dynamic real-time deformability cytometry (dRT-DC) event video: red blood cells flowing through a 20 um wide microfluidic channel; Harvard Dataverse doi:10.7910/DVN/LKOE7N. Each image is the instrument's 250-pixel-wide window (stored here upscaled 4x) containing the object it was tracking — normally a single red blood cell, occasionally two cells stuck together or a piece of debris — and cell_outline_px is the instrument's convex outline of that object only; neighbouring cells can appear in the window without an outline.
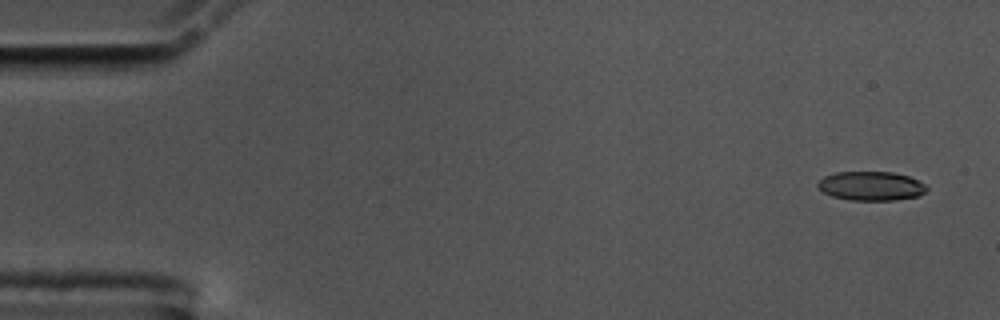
{"species": "common noctule bat (a hibernating species)", "species_latin": "Nyctalus noctula", "temperature_condition": "cold", "stored_images_in_passage": 56, "camera_frame_rate_fps": 3000, "um_per_image_px": 0.085, "animal": {"sex": "male", "body_mass_g": 17.5, "forearm_length_mm": 52.3}, "frame": {"image": 1, "passage_image": 3, "time_ms": 0.667, "image_size_px": [1000, 320], "cell_outline_px": [[928, 188], [924, 192], [916, 196], [892, 200], [852, 200], [832, 196], [824, 192], [816, 184], [824, 176], [836, 172], [892, 172], [908, 176], [924, 184]], "centroid_in_image_um": [74.01, 15.8], "position_along_channel_um": 11.0, "area_um2": 18.15}}
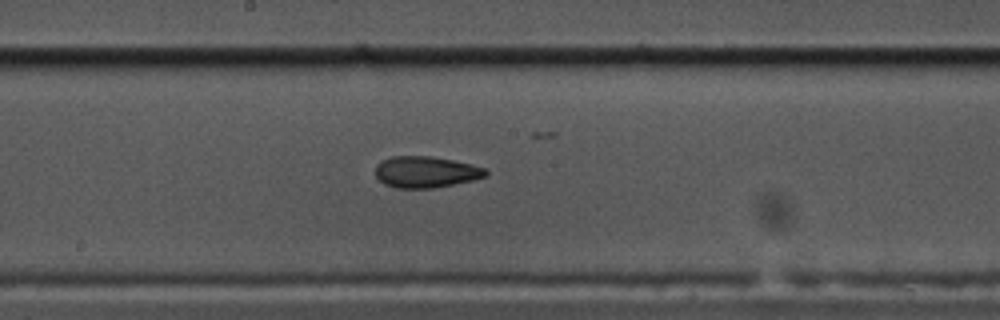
{"frame": {"image": 2, "passage_image": 30, "time_ms": 9.667, "image_size_px": [1000, 320], "cell_outline_px": [[488, 176], [472, 180], [432, 188], [396, 188], [384, 184], [376, 176], [376, 164], [380, 160], [392, 156], [432, 156], [472, 164], [484, 168], [488, 172]], "centroid_in_image_um": [36.17, 14.61], "position_along_channel_um": 212.0, "area_um2": 20.17}}
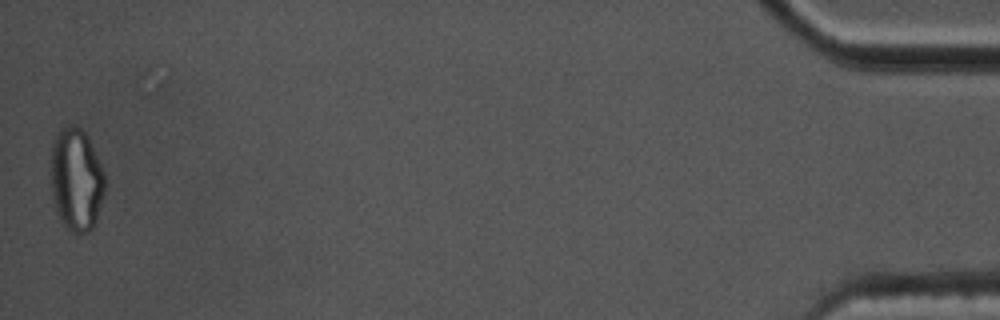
{"frame": {"image": 3, "passage_image": 56, "time_ms": 18.333, "image_size_px": [1000, 320], "cell_outline_px": [[104, 192], [92, 228], [88, 232], [72, 232], [60, 220], [56, 208], [52, 192], [52, 144], [56, 136], [64, 128], [80, 128], [84, 132], [104, 172]], "centroid_in_image_um": [6.48, 15.31], "position_along_channel_um": 428.7, "area_um2": 31.04}, "authors_computed_cell_mechanics": {"area_um2": 20.1144, "velocity_mm_per_s": 3.5867, "shape_relaxation_time_tau1_ms": 5.606, "shape_relaxation_time_tau2_ms": 2.8216, "deformation_change_tau1": 0.1566, "deformation_change_tau2": 0.1025}}